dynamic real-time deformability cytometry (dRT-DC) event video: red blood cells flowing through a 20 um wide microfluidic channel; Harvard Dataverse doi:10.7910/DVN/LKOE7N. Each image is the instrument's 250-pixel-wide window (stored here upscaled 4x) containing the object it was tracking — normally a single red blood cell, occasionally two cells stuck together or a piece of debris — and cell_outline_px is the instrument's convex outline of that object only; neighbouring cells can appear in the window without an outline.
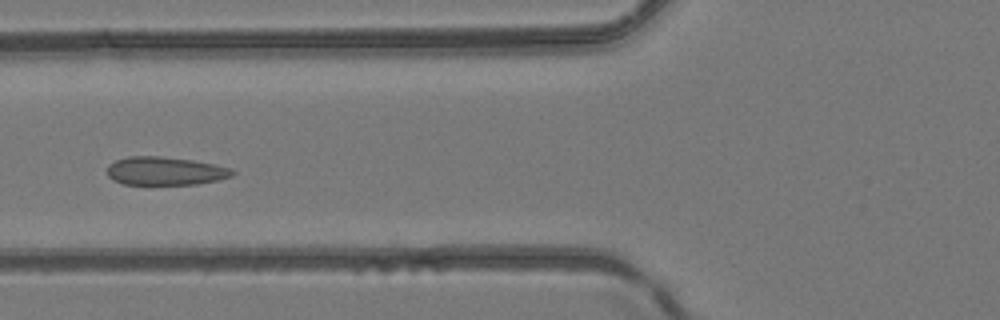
{"species": "common noctule bat (a hibernating species)", "species_latin": "Nyctalus noctula", "temperature_condition": "room temperature", "stored_images_in_passage": 5, "camera_frame_rate_fps": 3000, "um_per_image_px": 0.085, "animal": {"sex": "female", "body_mass_g": 24.6, "forearm_length_mm": 56.2}, "frame": {"image": 1, "passage_image": 5, "time_ms": 4.667, "image_size_px": [1000, 320], "cell_outline_px": [[236, 172], [232, 176], [216, 180], [196, 184], [124, 184], [112, 180], [108, 176], [108, 164], [116, 160], [128, 156], [160, 156], [192, 160], [216, 164], [228, 168]], "centroid_in_image_um": [14.02, 14.53], "position_along_channel_um": 111.8, "area_um2": 20.58}}